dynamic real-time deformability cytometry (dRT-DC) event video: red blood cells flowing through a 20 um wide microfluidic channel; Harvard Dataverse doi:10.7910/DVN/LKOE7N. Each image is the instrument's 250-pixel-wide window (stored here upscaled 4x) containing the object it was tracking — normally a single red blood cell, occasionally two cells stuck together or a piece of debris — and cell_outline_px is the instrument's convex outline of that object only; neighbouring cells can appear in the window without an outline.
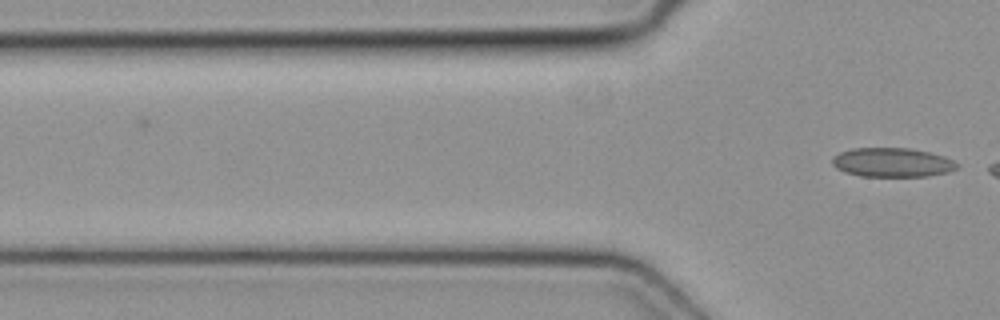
{"species": "common noctule bat (a hibernating species)", "species_latin": "Nyctalus noctula", "temperature_condition": "cold", "stored_images_in_passage": 4, "camera_frame_rate_fps": 3000, "um_per_image_px": 0.085, "animal": {"sex": "female", "body_mass_g": 19.3, "forearm_length_mm": 54.1}, "frame": {"image": 1, "passage_image": 4, "time_ms": 1.0, "image_size_px": [1000, 320], "cell_outline_px": [[960, 168], [948, 172], [928, 176], [860, 176], [844, 172], [836, 168], [832, 164], [832, 160], [840, 152], [852, 148], [908, 148], [928, 152], [944, 156], [960, 164]], "centroid_in_image_um": [75.87, 13.81], "position_along_channel_um": 49.9, "area_um2": 21.21}}